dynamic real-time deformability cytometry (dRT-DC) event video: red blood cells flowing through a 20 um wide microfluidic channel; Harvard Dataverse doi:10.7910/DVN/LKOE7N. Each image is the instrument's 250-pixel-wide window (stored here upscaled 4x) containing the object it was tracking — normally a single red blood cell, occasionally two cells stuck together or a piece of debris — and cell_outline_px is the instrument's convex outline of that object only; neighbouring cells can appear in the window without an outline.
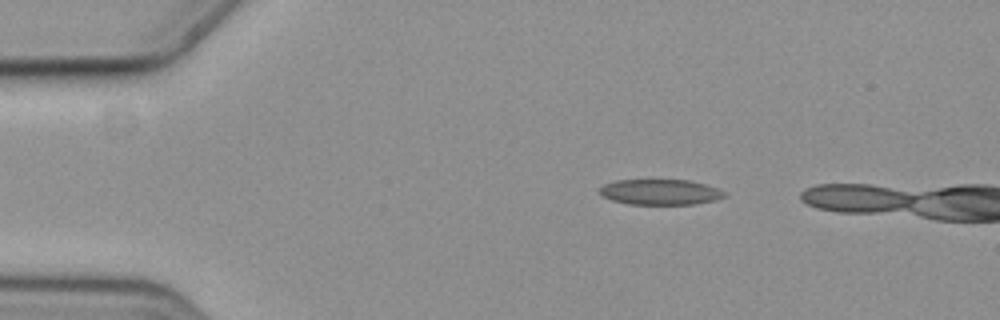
{"species": "common noctule bat (a hibernating species)", "species_latin": "Nyctalus noctula", "temperature_condition": "cold", "stored_images_in_passage": 14, "camera_frame_rate_fps": 3000, "um_per_image_px": 0.085, "animal": {"sex": "female", "body_mass_g": 19.3, "forearm_length_mm": 54.1}, "frame": {"image": 1, "passage_image": 10, "time_ms": 3.0, "image_size_px": [1000, 320], "cell_outline_px": [[724, 196], [716, 200], [692, 204], [628, 204], [612, 200], [600, 196], [600, 188], [604, 184], [616, 180], [688, 180], [704, 184], [716, 188], [724, 192]], "centroid_in_image_um": [56.07, 16.32], "position_along_channel_um": 28.9, "area_um2": 18.38}}